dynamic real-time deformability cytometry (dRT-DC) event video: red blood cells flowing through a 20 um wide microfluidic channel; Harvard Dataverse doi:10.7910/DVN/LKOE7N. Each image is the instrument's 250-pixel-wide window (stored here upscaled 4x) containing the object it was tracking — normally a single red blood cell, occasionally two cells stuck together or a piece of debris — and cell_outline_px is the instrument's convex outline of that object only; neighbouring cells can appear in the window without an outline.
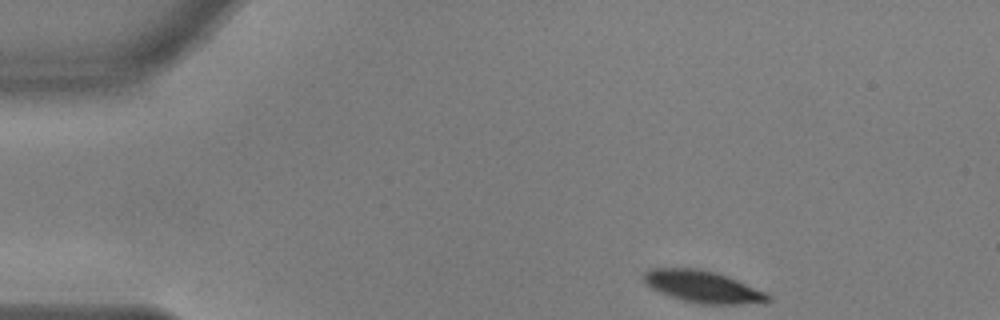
{"species": "common noctule bat (a hibernating species)", "species_latin": "Nyctalus noctula", "temperature_condition": "warm", "stored_images_in_passage": 42, "camera_frame_rate_fps": 3000, "um_per_image_px": 0.085, "animal": {"sex": "male", "body_mass_g": 17.9, "forearm_length_mm": 54.2}, "frame": {"image": 1, "passage_image": 1, "time_ms": 0.0, "image_size_px": [1000, 320], "cell_outline_px": [[772, 300], [764, 304], [700, 304], [684, 300], [660, 292], [652, 288], [644, 280], [644, 272], [652, 268], [696, 268], [716, 272], [728, 276], [768, 292], [772, 296]], "centroid_in_image_um": [59.87, 24.38], "position_along_channel_um": 25.1, "area_um2": 23.29}}
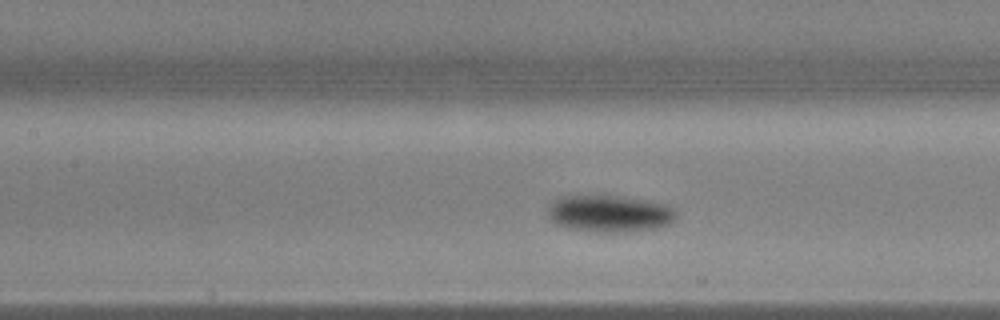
{"frame": {"image": 2, "passage_image": 18, "time_ms": 5.667, "image_size_px": [1000, 320], "cell_outline_px": [[676, 216], [668, 224], [656, 228], [612, 232], [604, 232], [568, 228], [556, 224], [548, 216], [548, 208], [560, 196], [616, 196], [644, 200], [664, 204], [672, 208], [676, 212]], "centroid_in_image_um": [51.78, 18.15], "position_along_channel_um": 155.6, "area_um2": 26.93}}
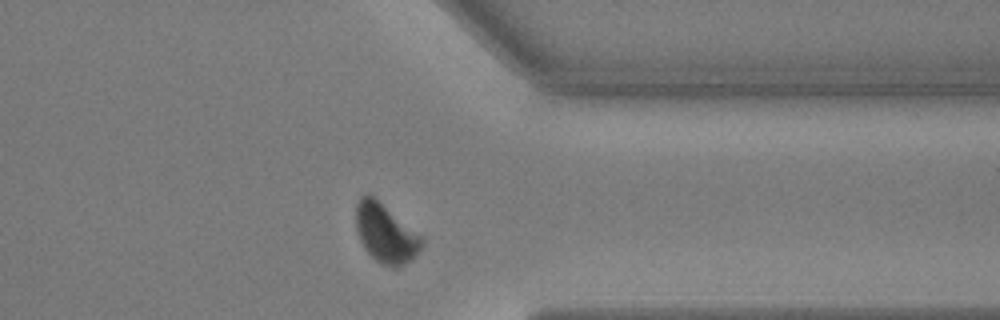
{"frame": {"image": 3, "passage_image": 37, "time_ms": 12.0, "image_size_px": [1000, 320], "cell_outline_px": [[424, 244], [420, 252], [416, 256], [404, 264], [396, 268], [392, 268], [380, 264], [364, 248], [356, 232], [356, 204], [360, 196], [368, 192], [424, 236]], "centroid_in_image_um": [32.8, 19.83], "position_along_channel_um": 378.6, "area_um2": 23.12}, "authors_computed_cell_mechanics": {"area_um2": 25.2297, "velocity_mm_per_s": 3.6081, "shape_relaxation_time_tau1_ms": 3.3409, "shape_relaxation_time_tau2_ms": null, "deformation_change_tau1": 0.1448, "deformation_change_tau2": null}}